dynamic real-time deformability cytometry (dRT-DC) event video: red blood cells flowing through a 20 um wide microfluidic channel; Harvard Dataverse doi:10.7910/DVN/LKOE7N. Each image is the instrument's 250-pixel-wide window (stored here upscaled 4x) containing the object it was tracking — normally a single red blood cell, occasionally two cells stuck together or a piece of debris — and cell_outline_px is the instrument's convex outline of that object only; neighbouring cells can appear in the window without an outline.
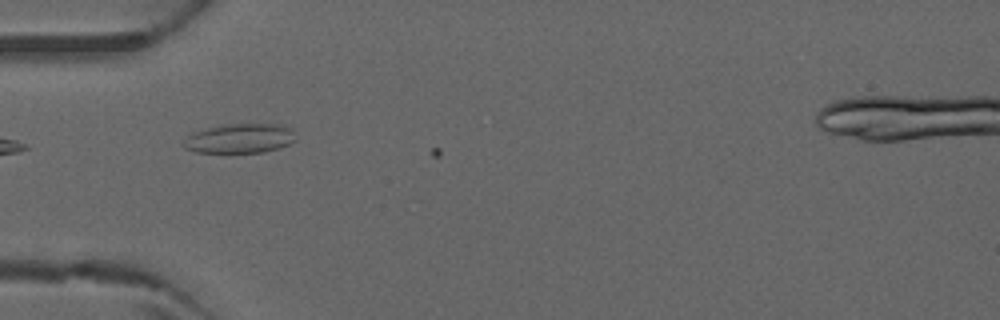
{"species": "common noctule bat (a hibernating species)", "species_latin": "Nyctalus noctula", "temperature_condition": "warm", "stored_images_in_passage": 4, "camera_frame_rate_fps": 3000, "um_per_image_px": 0.085, "animal": {"sex": "male", "forearm_length_mm": 52.5}, "frame": {"image": 1, "passage_image": 2, "time_ms": 0.333, "image_size_px": [1000, 320], "cell_outline_px": [[296, 140], [280, 148], [264, 152], [196, 152], [184, 148], [180, 144], [192, 132], [220, 124], [280, 124], [292, 128]], "centroid_in_image_um": [20.37, 11.76], "position_along_channel_um": 64.6, "area_um2": 19.48}}